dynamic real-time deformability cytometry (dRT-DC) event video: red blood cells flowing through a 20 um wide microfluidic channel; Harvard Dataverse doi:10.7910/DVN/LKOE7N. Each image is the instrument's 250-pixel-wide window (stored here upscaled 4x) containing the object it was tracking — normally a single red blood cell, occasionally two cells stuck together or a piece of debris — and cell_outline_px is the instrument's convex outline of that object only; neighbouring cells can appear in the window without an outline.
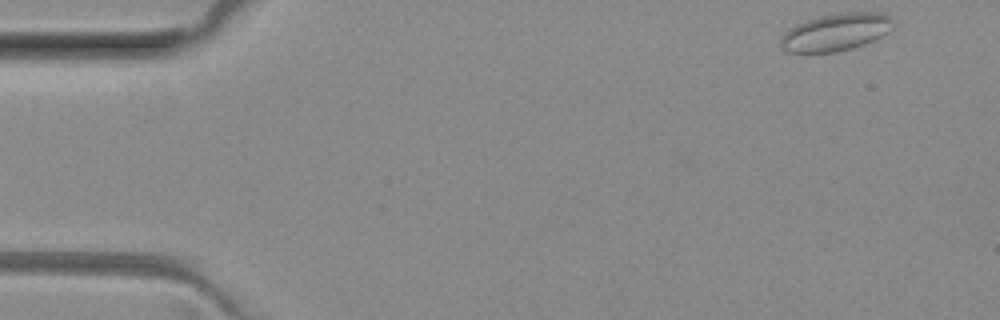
{"species": "common noctule bat (a hibernating species)", "species_latin": "Nyctalus noctula", "temperature_condition": "room temperature", "stored_images_in_passage": 7, "camera_frame_rate_fps": 3000, "um_per_image_px": 0.085, "animal": {"sex": "female", "body_mass_g": 29.2, "forearm_length_mm": 56.3}, "frame": {"image": 1, "passage_image": 1, "time_ms": 0.0, "image_size_px": [1000, 320], "cell_outline_px": [[896, 28], [864, 44], [852, 48], [836, 52], [788, 52], [780, 48], [780, 36], [784, 32], [796, 24], [820, 16], [836, 12], [880, 12], [892, 16], [896, 20]], "centroid_in_image_um": [71.09, 2.71], "position_along_channel_um": 13.9, "area_um2": 24.97}}